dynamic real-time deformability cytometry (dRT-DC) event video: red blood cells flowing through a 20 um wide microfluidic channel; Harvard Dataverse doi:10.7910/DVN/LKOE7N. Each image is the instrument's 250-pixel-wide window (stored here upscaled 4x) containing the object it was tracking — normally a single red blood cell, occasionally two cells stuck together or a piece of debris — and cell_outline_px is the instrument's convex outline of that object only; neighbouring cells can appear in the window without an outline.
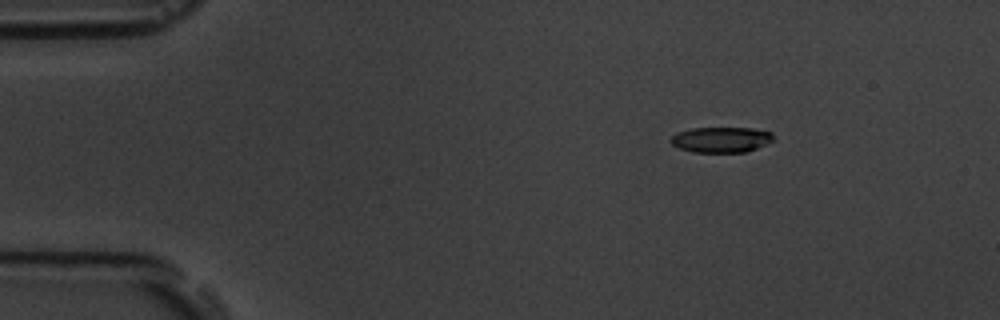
{"species": "common noctule bat (a hibernating species)", "species_latin": "Nyctalus noctula", "temperature_condition": "room temperature", "stored_images_in_passage": 3, "camera_frame_rate_fps": 3000, "um_per_image_px": 0.085, "animal": {"sex": "male", "body_mass_g": 19.5, "forearm_length_mm": 54.6}, "frame": {"image": 1, "passage_image": 1, "time_ms": 0.0, "image_size_px": [1000, 320], "cell_outline_px": [[772, 140], [756, 148], [744, 152], [692, 152], [680, 148], [672, 144], [668, 140], [676, 132], [692, 128], [752, 128], [772, 132]], "centroid_in_image_um": [61.24, 11.86], "position_along_channel_um": 23.8, "area_um2": 15.14}}